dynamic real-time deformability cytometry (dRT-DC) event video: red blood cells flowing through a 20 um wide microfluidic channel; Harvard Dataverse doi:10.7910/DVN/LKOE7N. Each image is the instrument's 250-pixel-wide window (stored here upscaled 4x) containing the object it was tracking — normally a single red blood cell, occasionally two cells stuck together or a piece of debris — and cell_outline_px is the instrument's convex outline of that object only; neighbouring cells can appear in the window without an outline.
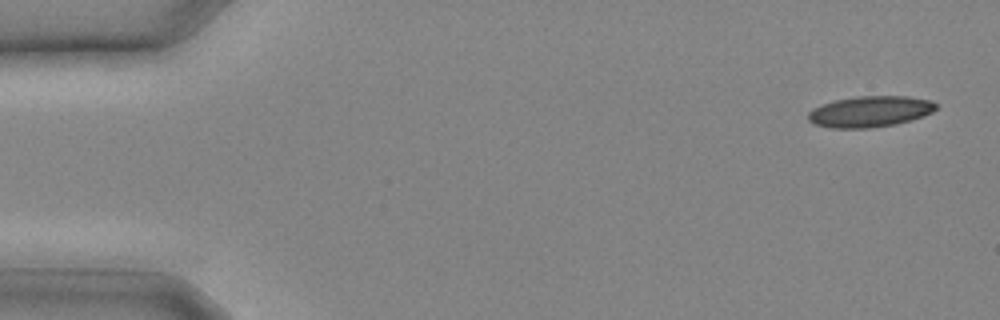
{"species": "common noctule bat (a hibernating species)", "species_latin": "Nyctalus noctula", "temperature_condition": "cold", "stored_images_in_passage": 11, "camera_frame_rate_fps": 3000, "um_per_image_px": 0.085, "animal": {"sex": "male", "body_mass_g": 20.4}, "frame": {"image": 1, "passage_image": 1, "time_ms": 0.0, "image_size_px": [1000, 320], "cell_outline_px": [[936, 108], [932, 112], [924, 116], [912, 120], [896, 124], [868, 128], [832, 128], [816, 124], [808, 120], [808, 112], [812, 108], [820, 104], [836, 100], [856, 96], [908, 96], [928, 100], [936, 104]], "centroid_in_image_um": [73.93, 9.48], "position_along_channel_um": 11.1, "area_um2": 23.12}}
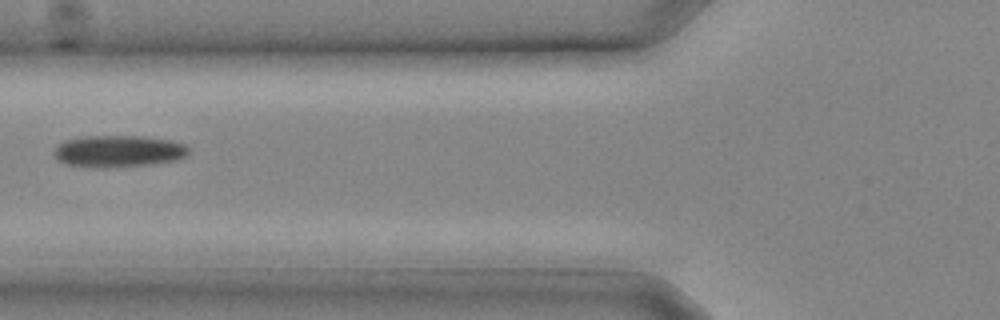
{"frame": {"image": 2, "passage_image": 10, "time_ms": 3.0, "image_size_px": [1000, 320], "cell_outline_px": [[188, 156], [176, 160], [148, 164], [112, 168], [96, 168], [64, 164], [52, 152], [64, 140], [84, 136], [140, 136], [172, 140], [188, 144]], "centroid_in_image_um": [10.09, 12.85], "position_along_channel_um": 115.7, "area_um2": 25.2}}